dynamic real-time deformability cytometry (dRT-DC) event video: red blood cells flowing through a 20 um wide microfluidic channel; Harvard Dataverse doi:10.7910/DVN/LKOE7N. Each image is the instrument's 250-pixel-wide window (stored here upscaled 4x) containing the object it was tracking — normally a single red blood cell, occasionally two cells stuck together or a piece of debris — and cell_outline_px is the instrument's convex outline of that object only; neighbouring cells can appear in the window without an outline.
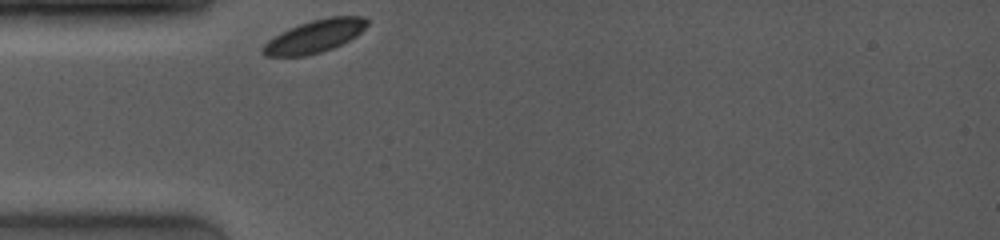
{"species": "common noctule bat (a hibernating species)", "species_latin": "Nyctalus noctula", "temperature_condition": "room temperature", "stored_images_in_passage": 51, "camera_frame_rate_fps": 4000, "um_per_image_px": 0.085, "animal": {"sex": "female", "body_mass_g": 19.0, "forearm_length_mm": 53.3}, "frame": {"image": 1, "passage_image": 1, "time_ms": 0.0, "image_size_px": [1000, 240], "cell_outline_px": [[368, 24], [356, 36], [332, 48], [320, 52], [304, 56], [264, 56], [260, 52], [260, 48], [268, 40], [280, 32], [288, 28], [312, 20], [328, 16], [364, 16], [368, 20]], "centroid_in_image_um": [26.71, 3.08], "position_along_channel_um": 58.3, "area_um2": 19.88}}
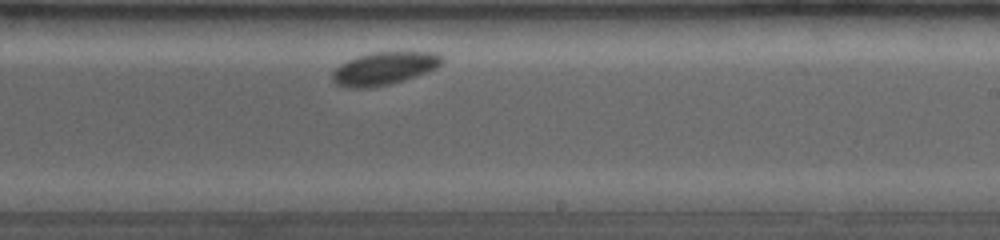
{"frame": {"image": 2, "passage_image": 29, "time_ms": 5.5, "image_size_px": [1000, 240], "cell_outline_px": [[444, 60], [436, 68], [404, 80], [388, 84], [368, 88], [352, 88], [336, 84], [332, 80], [332, 72], [340, 64], [348, 60], [372, 52], [436, 52]], "centroid_in_image_um": [32.64, 5.81], "position_along_channel_um": 256.4, "area_um2": 20.69}}
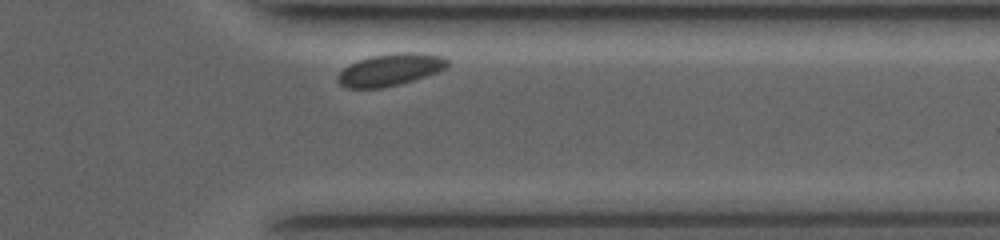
{"frame": {"image": 3, "passage_image": 47, "time_ms": 8.75, "image_size_px": [1000, 240], "cell_outline_px": [[448, 64], [444, 68], [436, 72], [400, 84], [380, 88], [348, 88], [340, 84], [336, 80], [336, 76], [348, 64], [372, 56], [400, 52], [420, 52], [444, 56], [448, 60]], "centroid_in_image_um": [33.15, 5.92], "position_along_channel_um": 378.3, "area_um2": 20.4}, "authors_computed_cell_mechanics": {"area_um2": 20.8658, "velocity_mm_per_s": 3.686, "shape_relaxation_time_tau1_ms": 1.9922, "shape_relaxation_time_tau2_ms": null, "deformation_change_tau1": 0.0676, "deformation_change_tau2": null}}